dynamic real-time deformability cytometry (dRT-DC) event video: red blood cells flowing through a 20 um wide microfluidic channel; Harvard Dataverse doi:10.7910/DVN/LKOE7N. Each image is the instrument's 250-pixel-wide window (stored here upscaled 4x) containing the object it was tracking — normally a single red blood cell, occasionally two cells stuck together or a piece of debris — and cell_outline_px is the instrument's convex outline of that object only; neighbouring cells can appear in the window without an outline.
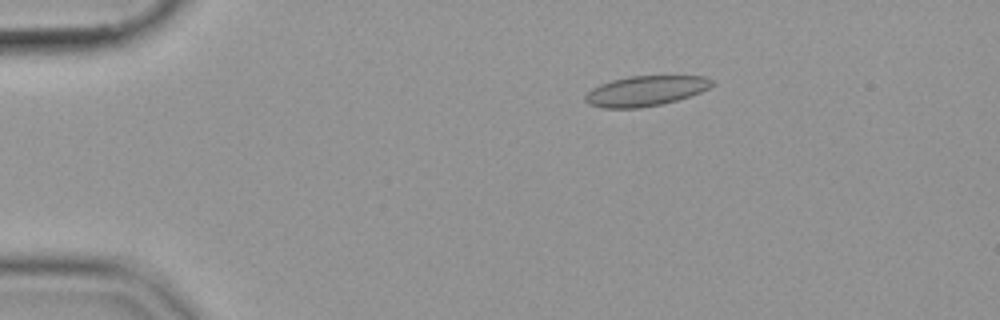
{"species": "common noctule bat (a hibernating species)", "species_latin": "Nyctalus noctula", "temperature_condition": "cold", "stored_images_in_passage": 55, "camera_frame_rate_fps": 3000, "um_per_image_px": 0.085, "animal": {"sex": "female", "body_mass_g": 19.9}, "frame": {"image": 1, "passage_image": 10, "time_ms": 3.0, "image_size_px": [1000, 320], "cell_outline_px": [[716, 84], [700, 92], [676, 100], [660, 104], [640, 108], [604, 108], [588, 104], [584, 100], [584, 96], [592, 88], [600, 84], [612, 80], [628, 76], [704, 76], [712, 80]], "centroid_in_image_um": [54.85, 7.72], "position_along_channel_um": 30.2, "area_um2": 22.2}}
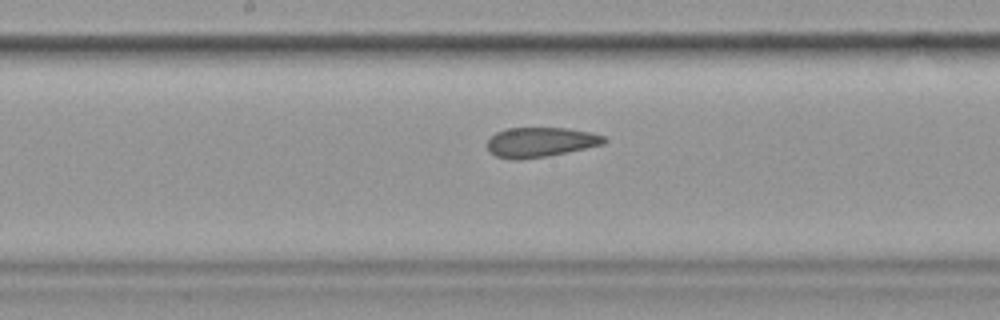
{"frame": {"image": 2, "passage_image": 29, "time_ms": 9.333, "image_size_px": [1000, 320], "cell_outline_px": [[608, 140], [604, 144], [548, 156], [516, 160], [496, 156], [488, 152], [488, 140], [496, 132], [504, 128], [568, 128], [592, 132], [604, 136]], "centroid_in_image_um": [45.94, 12.08], "position_along_channel_um": 202.3, "area_um2": 20.35}}
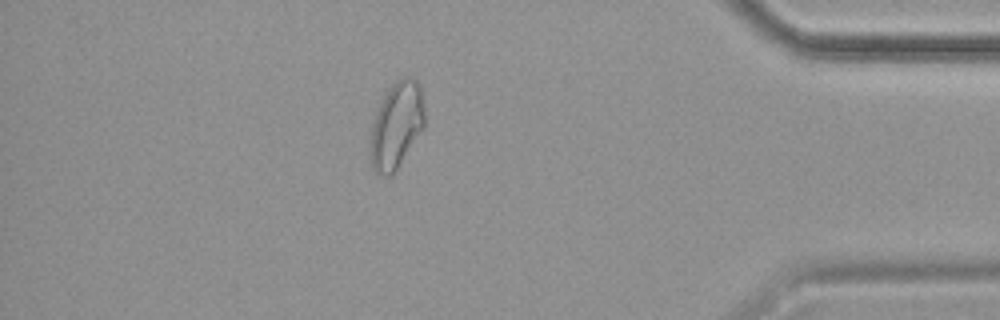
{"frame": {"image": 3, "passage_image": 48, "time_ms": 15.667, "image_size_px": [1000, 320], "cell_outline_px": [[424, 128], [392, 176], [384, 176], [376, 172], [372, 168], [368, 156], [372, 124], [376, 112], [388, 88], [396, 80], [404, 76], [408, 76], [416, 80], [420, 84], [424, 108]], "centroid_in_image_um": [33.68, 10.67], "position_along_channel_um": 401.5, "area_um2": 27.63}}